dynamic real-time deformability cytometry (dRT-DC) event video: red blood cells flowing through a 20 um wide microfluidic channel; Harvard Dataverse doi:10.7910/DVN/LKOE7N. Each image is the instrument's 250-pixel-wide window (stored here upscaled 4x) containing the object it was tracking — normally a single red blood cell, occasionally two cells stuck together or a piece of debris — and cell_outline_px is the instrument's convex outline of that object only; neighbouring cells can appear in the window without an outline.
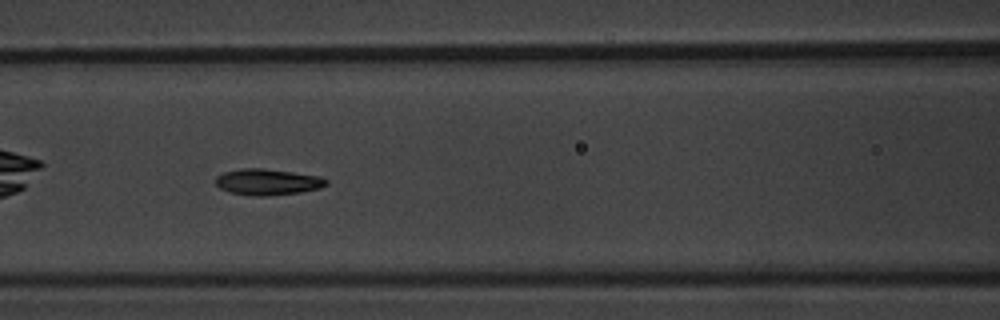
{"species": "common noctule bat (a hibernating species)", "species_latin": "Nyctalus noctula", "temperature_condition": "warm", "stored_images_in_passage": 8, "camera_frame_rate_fps": 3000, "um_per_image_px": 0.085, "animal": {"sex": "male", "body_mass_g": 20.1, "forearm_length_mm": 53.5}, "frame": {"image": 1, "passage_image": 8, "time_ms": 8.333, "image_size_px": [1000, 320], "cell_outline_px": [[328, 184], [320, 188], [300, 192], [268, 196], [256, 196], [228, 192], [220, 188], [216, 184], [216, 176], [224, 172], [244, 168], [264, 168], [320, 176], [328, 180]], "centroid_in_image_um": [22.75, 15.46], "position_along_channel_um": 143.8, "area_um2": 16.88}}